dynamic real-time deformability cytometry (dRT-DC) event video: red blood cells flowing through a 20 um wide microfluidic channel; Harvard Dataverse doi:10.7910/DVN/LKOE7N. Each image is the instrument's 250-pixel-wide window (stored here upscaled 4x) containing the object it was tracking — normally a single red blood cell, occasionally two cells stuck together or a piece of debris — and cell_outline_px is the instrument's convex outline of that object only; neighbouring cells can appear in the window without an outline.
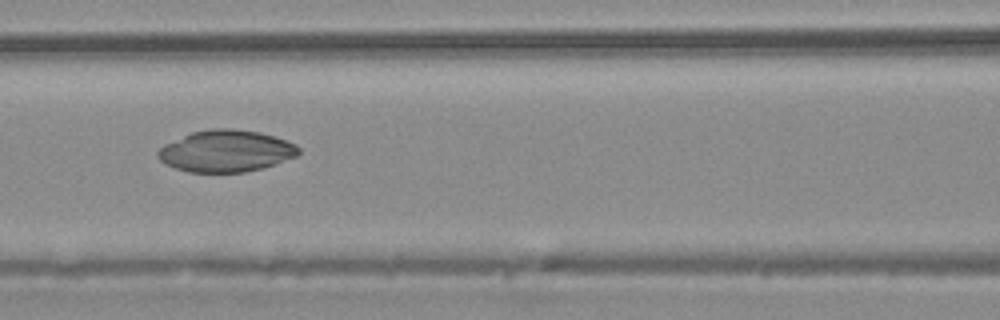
{"species": "common noctule bat (a hibernating species)", "species_latin": "Nyctalus noctula", "temperature_condition": "warm", "stored_images_in_passage": 38, "camera_frame_rate_fps": 3000, "um_per_image_px": 0.085, "animal": {"sex": "male", "body_mass_g": 20.4}, "frame": {"image": 1, "passage_image": 14, "time_ms": 4.333, "image_size_px": [1000, 320], "cell_outline_px": [[300, 152], [296, 156], [276, 164], [264, 168], [244, 172], [188, 172], [164, 164], [156, 156], [156, 152], [164, 144], [192, 132], [212, 128], [232, 128], [256, 132], [272, 136], [296, 144], [300, 148]], "centroid_in_image_um": [19.19, 12.85], "position_along_channel_um": 147.4, "area_um2": 34.22}}
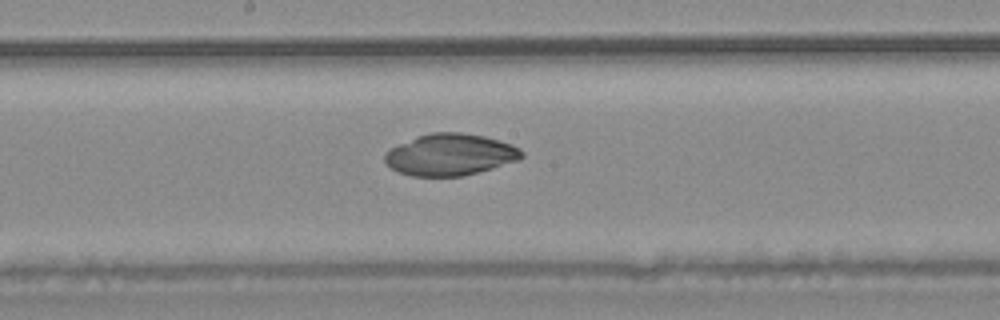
{"frame": {"image": 2, "passage_image": 18, "time_ms": 5.667, "image_size_px": [1000, 320], "cell_outline_px": [[524, 156], [520, 160], [464, 176], [412, 176], [400, 172], [392, 168], [384, 160], [384, 152], [416, 136], [432, 132], [460, 132], [484, 136], [512, 144], [520, 148], [524, 152]], "centroid_in_image_um": [38.3, 13.14], "position_along_channel_um": 209.9, "area_um2": 33.23}}
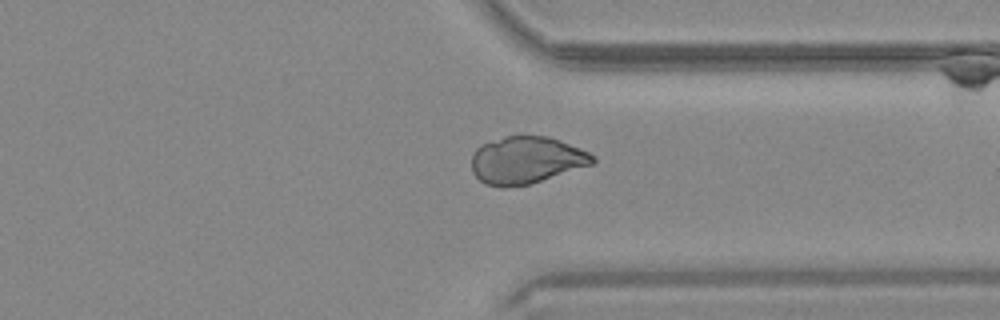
{"frame": {"image": 3, "passage_image": 28, "time_ms": 9.0, "image_size_px": [1000, 320], "cell_outline_px": [[596, 160], [592, 164], [528, 184], [504, 188], [500, 188], [484, 184], [472, 172], [472, 152], [480, 144], [504, 136], [548, 136], [560, 140], [580, 148], [596, 156]], "centroid_in_image_um": [44.69, 13.6], "position_along_channel_um": 366.7, "area_um2": 33.35}}